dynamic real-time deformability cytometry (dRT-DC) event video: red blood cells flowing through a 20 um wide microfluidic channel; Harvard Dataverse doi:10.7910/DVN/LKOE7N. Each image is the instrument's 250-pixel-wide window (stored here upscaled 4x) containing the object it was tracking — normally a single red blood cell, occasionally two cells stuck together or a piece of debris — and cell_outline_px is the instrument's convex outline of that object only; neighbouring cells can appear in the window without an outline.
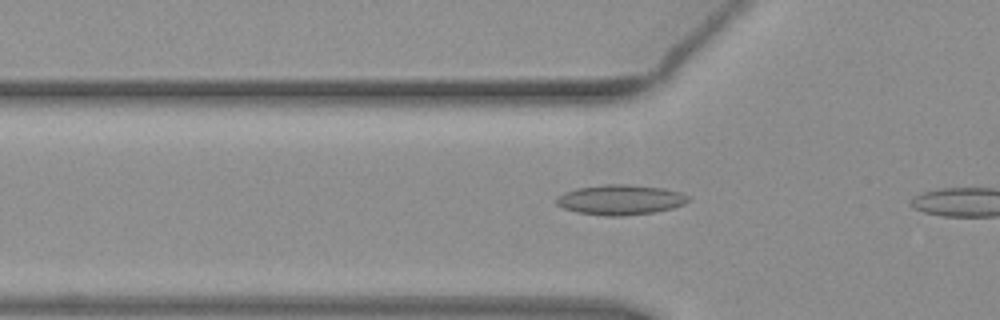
{"species": "common noctule bat (a hibernating species)", "species_latin": "Nyctalus noctula", "temperature_condition": "warm", "stored_images_in_passage": 9, "camera_frame_rate_fps": 3000, "um_per_image_px": 0.085, "animal": {"sex": "female", "body_mass_g": 19.3, "forearm_length_mm": 54.1}, "frame": {"image": 1, "passage_image": 6, "time_ms": 1.667, "image_size_px": [1000, 320], "cell_outline_px": [[692, 200], [684, 204], [672, 208], [656, 212], [624, 216], [604, 216], [576, 212], [564, 208], [556, 204], [556, 200], [564, 192], [576, 188], [604, 184], [628, 184], [664, 188], [680, 192], [688, 196]], "centroid_in_image_um": [52.76, 16.98], "position_along_channel_um": 73.0, "area_um2": 23.29}}